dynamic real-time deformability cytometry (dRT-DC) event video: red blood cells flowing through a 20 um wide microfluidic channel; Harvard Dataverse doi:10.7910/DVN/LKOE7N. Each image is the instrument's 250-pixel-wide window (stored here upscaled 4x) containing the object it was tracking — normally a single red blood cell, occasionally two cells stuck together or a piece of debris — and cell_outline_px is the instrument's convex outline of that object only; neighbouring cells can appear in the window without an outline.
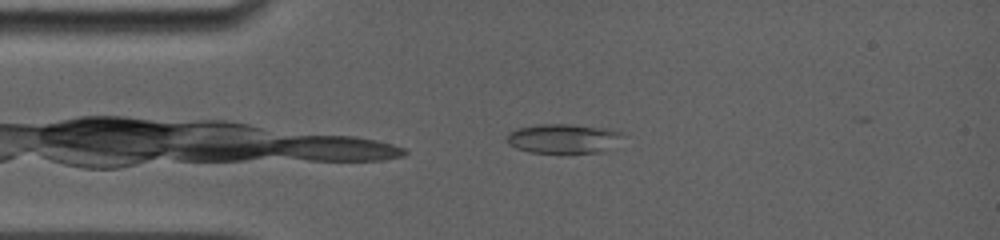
{"species": "common noctule bat (a hibernating species)", "species_latin": "Nyctalus noctula", "temperature_condition": "room temperature", "stored_images_in_passage": 67, "camera_frame_rate_fps": 5000, "um_per_image_px": 0.085, "animal": {"sex": "female", "body_mass_g": 19.0, "forearm_length_mm": 56.7}, "frame": {"image": 1, "passage_image": 3, "time_ms": 0.4, "image_size_px": [1000, 240], "cell_outline_px": [[628, 136], [604, 152], [528, 152], [516, 148], [508, 144], [508, 132], [516, 128], [536, 124], [572, 124], [600, 128], [620, 132]], "centroid_in_image_um": [47.89, 11.77], "position_along_channel_um": 37.1, "area_um2": 19.88}}
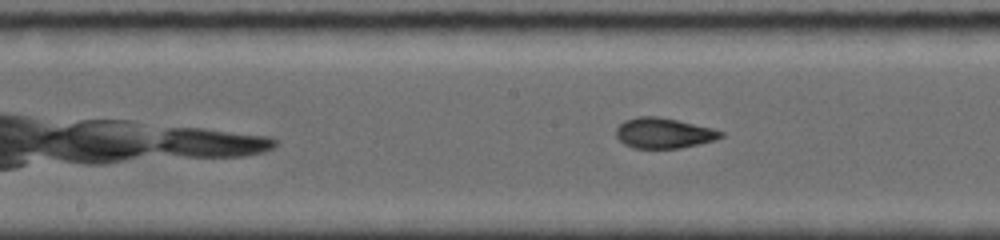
{"frame": {"image": 2, "passage_image": 26, "time_ms": 5.0, "image_size_px": [1000, 240], "cell_outline_px": [[724, 136], [712, 140], [680, 148], [636, 148], [624, 144], [616, 136], [616, 128], [624, 120], [636, 116], [660, 116], [712, 128], [724, 132]], "centroid_in_image_um": [56.38, 11.29], "position_along_channel_um": 191.8, "area_um2": 18.44}}
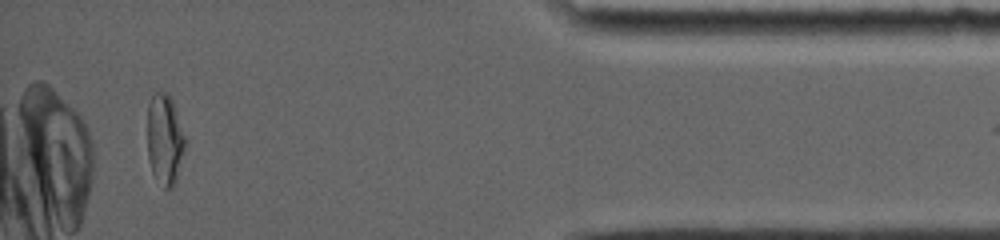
{"frame": {"image": 3, "passage_image": 61, "time_ms": 12.0, "image_size_px": [1000, 240], "cell_outline_px": [[188, 140], [176, 180], [172, 188], [164, 188], [152, 172], [148, 160], [148, 104], [152, 96], [156, 92], [168, 92], [172, 100]], "centroid_in_image_um": [14.03, 11.84], "position_along_channel_um": 421.2, "area_um2": 20.23}, "authors_computed_cell_mechanics": {"area_um2": 18.5538, "velocity_mm_per_s": 3.8795, "shape_relaxation_time_tau1_ms": null, "shape_relaxation_time_tau2_ms": 1.0365, "deformation_change_tau1": null, "deformation_change_tau2": 0.0674}}